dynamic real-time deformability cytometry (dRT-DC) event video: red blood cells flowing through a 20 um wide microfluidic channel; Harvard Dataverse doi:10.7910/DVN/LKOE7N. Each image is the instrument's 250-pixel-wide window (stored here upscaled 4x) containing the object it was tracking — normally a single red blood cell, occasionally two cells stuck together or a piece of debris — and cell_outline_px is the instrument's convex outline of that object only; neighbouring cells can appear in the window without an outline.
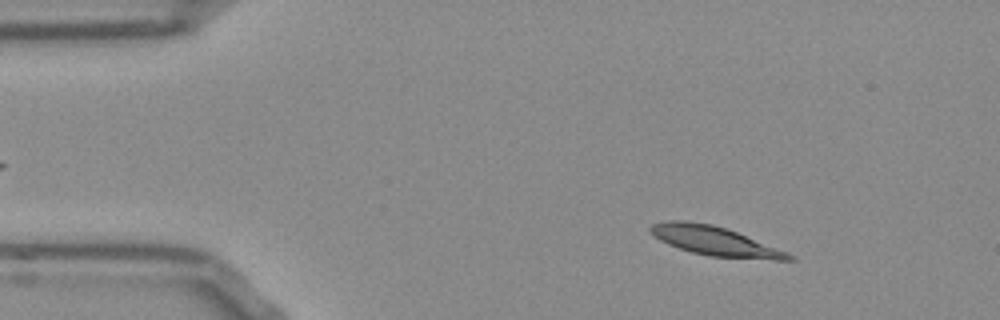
{"species": "Egyptian fruit bat (a non-hibernating species)", "species_latin": "Rousettus aegyptiacus", "temperature_condition": "room temperature", "stored_images_in_passage": 51, "camera_frame_rate_fps": 3000, "um_per_image_px": 0.085, "frame": {"image": 1, "passage_image": 6, "time_ms": 1.667, "image_size_px": [1000, 320], "cell_outline_px": [[796, 260], [776, 260], [708, 256], [692, 252], [668, 244], [660, 240], [648, 232], [648, 228], [652, 224], [664, 220], [684, 220], [712, 224], [736, 232], [788, 252]], "centroid_in_image_um": [60.71, 20.48], "position_along_channel_um": 24.3, "area_um2": 23.41}}
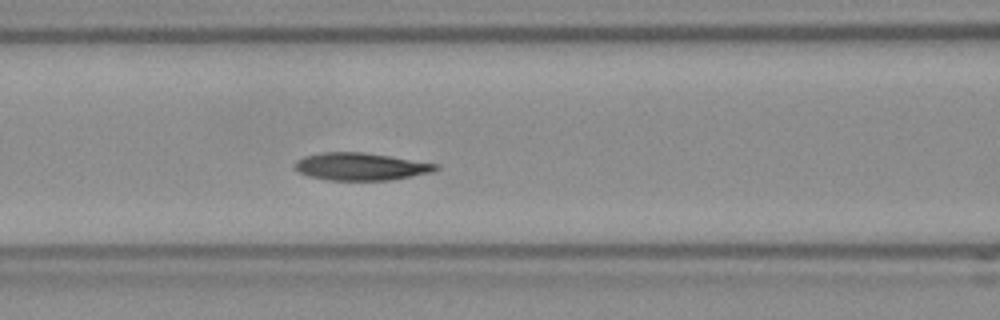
{"frame": {"image": 2, "passage_image": 20, "time_ms": 6.333, "image_size_px": [1000, 320], "cell_outline_px": [[440, 168], [432, 172], [412, 176], [388, 180], [328, 180], [308, 176], [300, 172], [296, 168], [296, 160], [304, 156], [324, 152], [364, 152], [440, 164]], "centroid_in_image_um": [30.69, 14.15], "position_along_channel_um": 135.9, "area_um2": 22.48}}
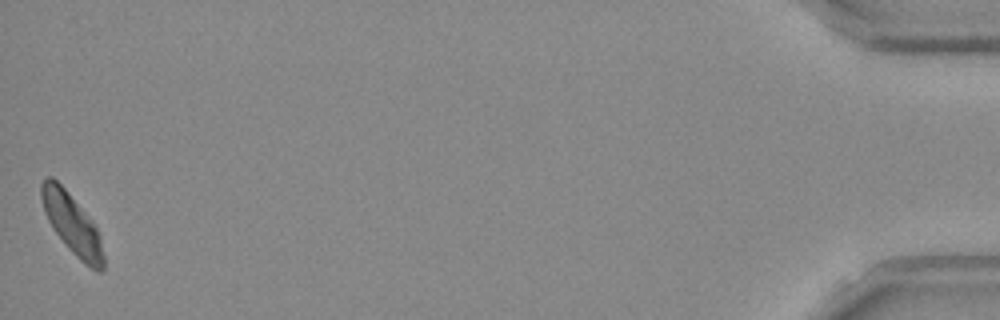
{"frame": {"image": 3, "passage_image": 51, "time_ms": 16.667, "image_size_px": [1000, 320], "cell_outline_px": [[104, 268], [100, 272], [96, 272], [84, 264], [68, 248], [56, 232], [48, 220], [40, 196], [40, 184], [44, 176], [52, 176], [64, 188], [96, 228], [100, 236], [104, 256]], "centroid_in_image_um": [6.11, 19.06], "position_along_channel_um": 429.1, "area_um2": 21.33}, "authors_computed_cell_mechanics": {"area_um2": 22.7154, "velocity_mm_per_s": 3.8212, "shape_relaxation_time_tau1_ms": 3.9844, "shape_relaxation_time_tau2_ms": 9.5145, "deformation_change_tau1": 0.1253, "deformation_change_tau2": 0.1385}}